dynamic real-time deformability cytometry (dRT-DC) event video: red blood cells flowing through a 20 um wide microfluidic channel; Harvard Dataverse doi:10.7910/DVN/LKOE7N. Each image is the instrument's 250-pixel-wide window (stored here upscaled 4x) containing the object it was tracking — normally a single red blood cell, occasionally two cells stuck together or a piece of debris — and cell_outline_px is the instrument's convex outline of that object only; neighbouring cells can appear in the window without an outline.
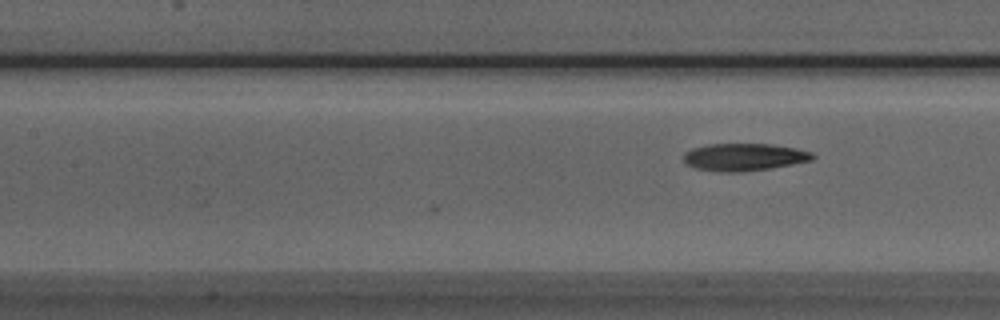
{"species": "Egyptian fruit bat (a non-hibernating species)", "species_latin": "Rousettus aegyptiacus", "temperature_condition": "room temperature", "stored_images_in_passage": 8, "camera_frame_rate_fps": 3000, "um_per_image_px": 0.085, "animal": {"sex": "male"}, "frame": {"image": 1, "passage_image": 8, "time_ms": 2.333, "image_size_px": [1000, 320], "cell_outline_px": [[816, 156], [812, 160], [792, 164], [768, 168], [740, 172], [724, 172], [696, 168], [688, 164], [684, 160], [684, 152], [692, 148], [708, 144], [772, 144], [796, 148], [812, 152]], "centroid_in_image_um": [63.26, 13.34], "position_along_channel_um": 144.1, "area_um2": 20.46}}